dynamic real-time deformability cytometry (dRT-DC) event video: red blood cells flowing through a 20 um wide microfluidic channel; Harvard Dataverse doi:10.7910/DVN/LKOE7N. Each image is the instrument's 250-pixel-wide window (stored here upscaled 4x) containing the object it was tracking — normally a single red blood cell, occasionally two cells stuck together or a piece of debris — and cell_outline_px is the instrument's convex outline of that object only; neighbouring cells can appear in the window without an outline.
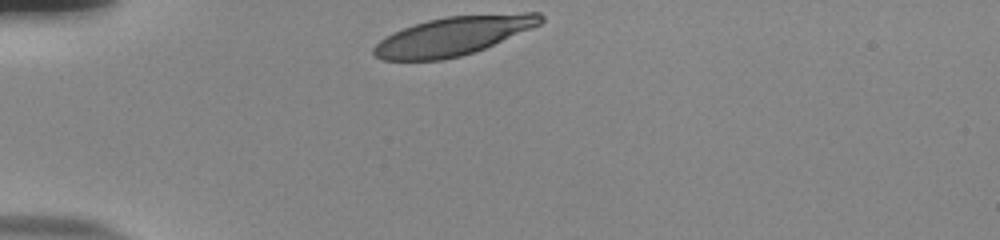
{"species": "human", "species_latin": "Homo sapiens", "temperature_condition": "room temperature", "stored_images_in_passage": 32, "camera_frame_rate_fps": 3000, "um_per_image_px": 0.085, "donor": {"sex": "male"}, "frame": {"image": 1, "passage_image": 1, "time_ms": 0.0, "image_size_px": [1000, 240], "cell_outline_px": [[544, 20], [540, 24], [532, 28], [484, 48], [460, 56], [444, 60], [380, 60], [372, 52], [372, 48], [380, 40], [392, 32], [428, 20], [448, 16], [524, 12], [540, 12], [544, 16]], "centroid_in_image_um": [38.54, 3.05], "position_along_channel_um": 46.5, "area_um2": 37.51}}
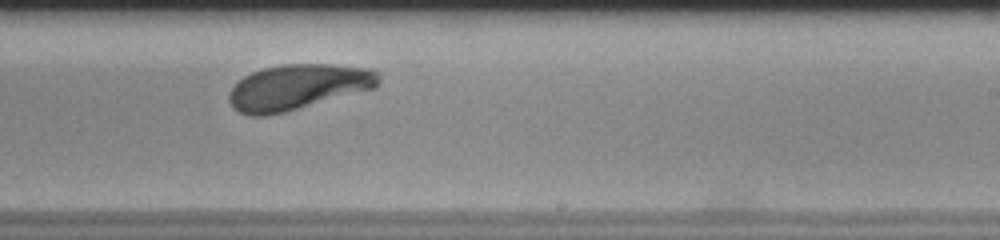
{"frame": {"image": 2, "passage_image": 21, "time_ms": 6.667, "image_size_px": [1000, 240], "cell_outline_px": [[380, 84], [372, 88], [284, 112], [268, 116], [248, 116], [232, 108], [228, 100], [228, 92], [244, 76], [252, 72], [264, 68], [280, 64], [332, 64], [372, 68], [380, 72]], "centroid_in_image_um": [25.3, 7.39], "position_along_channel_um": 263.7, "area_um2": 39.59}}
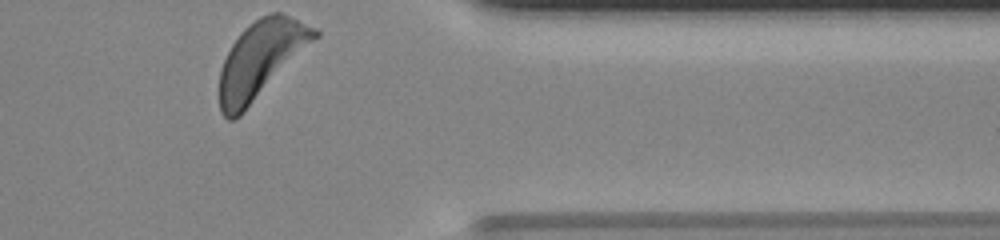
{"frame": {"image": 3, "passage_image": 32, "time_ms": 10.333, "image_size_px": [1000, 240], "cell_outline_px": [[320, 36], [240, 116], [232, 120], [228, 120], [220, 112], [220, 68], [232, 44], [240, 32], [248, 24], [260, 16], [272, 12], [280, 12], [320, 28]], "centroid_in_image_um": [22.21, 5.02], "position_along_channel_um": 389.2, "area_um2": 42.83}, "authors_computed_cell_mechanics": {"area_um2": 39.8531, "velocity_mm_per_s": 3.7169, "shape_relaxation_time_tau1_ms": 3.7375, "shape_relaxation_time_tau2_ms": null, "deformation_change_tau1": 0.1901, "deformation_change_tau2": null}}